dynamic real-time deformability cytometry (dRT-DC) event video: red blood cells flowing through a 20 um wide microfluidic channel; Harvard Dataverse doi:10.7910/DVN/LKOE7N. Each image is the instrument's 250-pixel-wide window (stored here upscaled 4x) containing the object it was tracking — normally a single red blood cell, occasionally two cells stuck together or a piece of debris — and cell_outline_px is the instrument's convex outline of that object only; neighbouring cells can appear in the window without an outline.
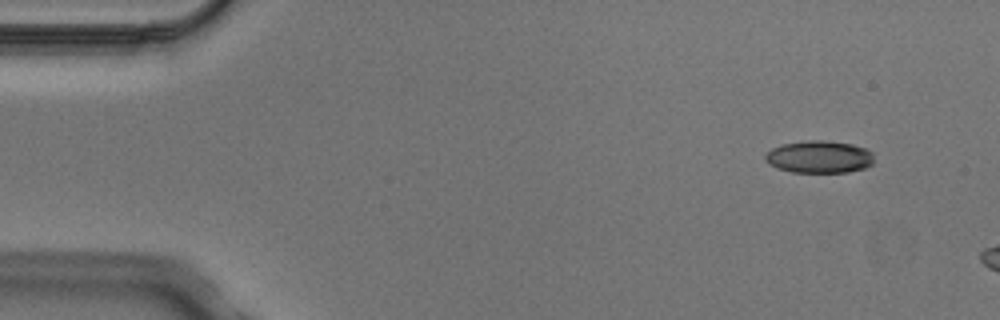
{"species": "Egyptian fruit bat (a non-hibernating species)", "species_latin": "Rousettus aegyptiacus", "temperature_condition": "cold", "stored_images_in_passage": 5, "camera_frame_rate_fps": 3000, "um_per_image_px": 0.085, "animal": {"sex": "male"}, "frame": {"image": 1, "passage_image": 1, "time_ms": 0.0, "image_size_px": [1000, 320], "cell_outline_px": [[872, 164], [864, 168], [848, 172], [792, 172], [776, 168], [768, 164], [764, 160], [764, 156], [772, 148], [784, 144], [808, 140], [824, 140], [852, 144], [864, 148], [872, 152]], "centroid_in_image_um": [69.6, 13.34], "position_along_channel_um": 15.4, "area_um2": 20.46}}